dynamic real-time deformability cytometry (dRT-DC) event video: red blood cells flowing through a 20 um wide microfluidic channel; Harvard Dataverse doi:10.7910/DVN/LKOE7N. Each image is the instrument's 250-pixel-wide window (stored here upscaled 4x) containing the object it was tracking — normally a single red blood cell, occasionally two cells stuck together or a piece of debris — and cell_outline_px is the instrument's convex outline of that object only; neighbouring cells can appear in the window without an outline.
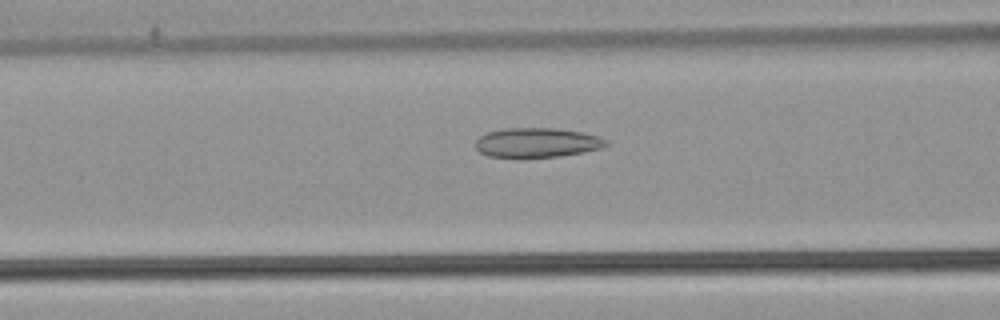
{"species": "common noctule bat (a hibernating species)", "species_latin": "Nyctalus noctula", "temperature_condition": "warm", "stored_images_in_passage": 39, "camera_frame_rate_fps": 3000, "um_per_image_px": 0.085, "animal": {"sex": "male", "body_mass_g": 21.5, "forearm_length_mm": 52.0}, "frame": {"image": 1, "passage_image": 8, "time_ms": 2.333, "image_size_px": [1000, 320], "cell_outline_px": [[608, 144], [600, 148], [584, 152], [560, 156], [488, 156], [480, 152], [476, 148], [476, 140], [480, 136], [488, 132], [504, 128], [556, 128], [580, 132], [600, 136], [608, 140]], "centroid_in_image_um": [45.67, 12.1], "position_along_channel_um": 120.9, "area_um2": 22.14}}
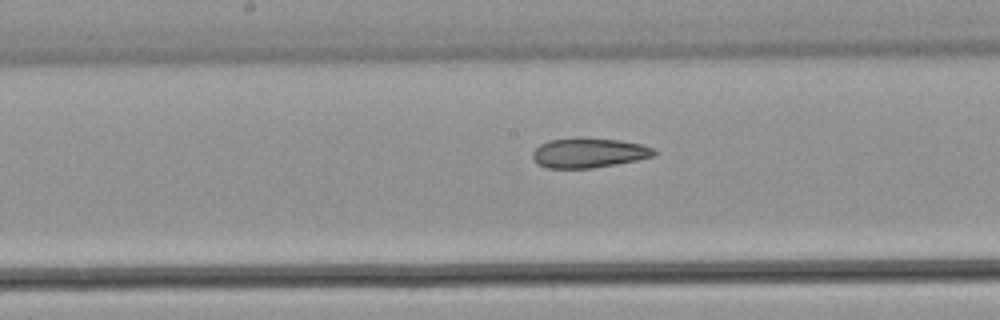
{"frame": {"image": 2, "passage_image": 14, "time_ms": 4.333, "image_size_px": [1000, 320], "cell_outline_px": [[660, 152], [656, 156], [616, 164], [592, 168], [544, 168], [536, 164], [532, 156], [532, 152], [540, 144], [548, 140], [576, 136], [580, 136], [620, 140], [640, 144], [652, 148]], "centroid_in_image_um": [50.02, 12.97], "position_along_channel_um": 198.2, "area_um2": 21.62}}
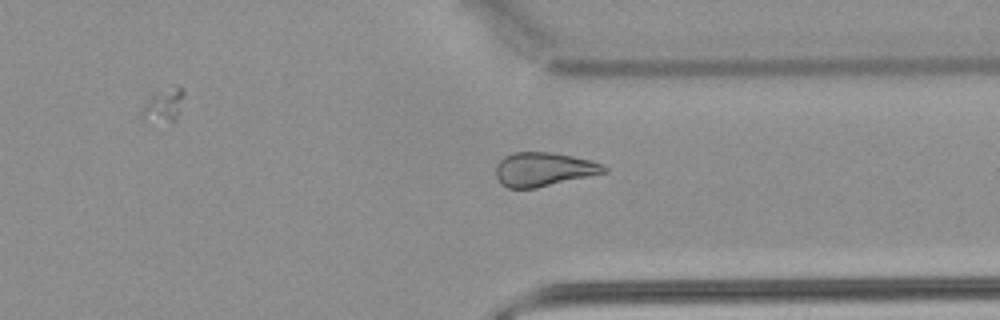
{"frame": {"image": 3, "passage_image": 27, "time_ms": 8.667, "image_size_px": [1000, 320], "cell_outline_px": [[608, 172], [536, 188], [508, 188], [500, 184], [496, 176], [496, 164], [504, 156], [512, 152], [552, 152], [592, 160], [604, 164], [608, 168]], "centroid_in_image_um": [46.22, 14.39], "position_along_channel_um": 365.2, "area_um2": 21.62}, "authors_computed_cell_mechanics": {"area_um2": 22.1374, "velocity_mm_per_s": 3.8544, "shape_relaxation_time_tau1_ms": null, "shape_relaxation_time_tau2_ms": 3.71, "deformation_change_tau1": null, "deformation_change_tau2": 0.1016}}